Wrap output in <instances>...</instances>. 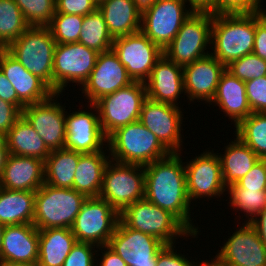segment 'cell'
I'll list each match as a JSON object with an SVG mask.
<instances>
[{
	"label": "cell",
	"mask_w": 266,
	"mask_h": 266,
	"mask_svg": "<svg viewBox=\"0 0 266 266\" xmlns=\"http://www.w3.org/2000/svg\"><path fill=\"white\" fill-rule=\"evenodd\" d=\"M180 154L171 152L144 166V198L173 214L191 233H199L190 216L191 202L187 195L185 165Z\"/></svg>",
	"instance_id": "1"
},
{
	"label": "cell",
	"mask_w": 266,
	"mask_h": 266,
	"mask_svg": "<svg viewBox=\"0 0 266 266\" xmlns=\"http://www.w3.org/2000/svg\"><path fill=\"white\" fill-rule=\"evenodd\" d=\"M255 30V13L213 15L210 54L225 66L251 54Z\"/></svg>",
	"instance_id": "2"
},
{
	"label": "cell",
	"mask_w": 266,
	"mask_h": 266,
	"mask_svg": "<svg viewBox=\"0 0 266 266\" xmlns=\"http://www.w3.org/2000/svg\"><path fill=\"white\" fill-rule=\"evenodd\" d=\"M106 146L112 160L142 166L171 153L139 120L112 132Z\"/></svg>",
	"instance_id": "3"
},
{
	"label": "cell",
	"mask_w": 266,
	"mask_h": 266,
	"mask_svg": "<svg viewBox=\"0 0 266 266\" xmlns=\"http://www.w3.org/2000/svg\"><path fill=\"white\" fill-rule=\"evenodd\" d=\"M87 196L72 188L44 183L35 192L33 225L38 229L71 228Z\"/></svg>",
	"instance_id": "4"
},
{
	"label": "cell",
	"mask_w": 266,
	"mask_h": 266,
	"mask_svg": "<svg viewBox=\"0 0 266 266\" xmlns=\"http://www.w3.org/2000/svg\"><path fill=\"white\" fill-rule=\"evenodd\" d=\"M56 42L48 27L29 26L5 49L26 70L42 79L53 90V59Z\"/></svg>",
	"instance_id": "5"
},
{
	"label": "cell",
	"mask_w": 266,
	"mask_h": 266,
	"mask_svg": "<svg viewBox=\"0 0 266 266\" xmlns=\"http://www.w3.org/2000/svg\"><path fill=\"white\" fill-rule=\"evenodd\" d=\"M120 220L127 227L152 235L165 245L174 244L177 237L198 236V233H191L173 214L145 198L127 206L120 213Z\"/></svg>",
	"instance_id": "6"
},
{
	"label": "cell",
	"mask_w": 266,
	"mask_h": 266,
	"mask_svg": "<svg viewBox=\"0 0 266 266\" xmlns=\"http://www.w3.org/2000/svg\"><path fill=\"white\" fill-rule=\"evenodd\" d=\"M212 21L213 14L209 11L191 13L163 51L164 55L182 67L209 55L206 49L211 44Z\"/></svg>",
	"instance_id": "7"
},
{
	"label": "cell",
	"mask_w": 266,
	"mask_h": 266,
	"mask_svg": "<svg viewBox=\"0 0 266 266\" xmlns=\"http://www.w3.org/2000/svg\"><path fill=\"white\" fill-rule=\"evenodd\" d=\"M144 196V166L110 159L104 170L99 197L121 213L127 206L144 199Z\"/></svg>",
	"instance_id": "8"
},
{
	"label": "cell",
	"mask_w": 266,
	"mask_h": 266,
	"mask_svg": "<svg viewBox=\"0 0 266 266\" xmlns=\"http://www.w3.org/2000/svg\"><path fill=\"white\" fill-rule=\"evenodd\" d=\"M146 98L145 82L140 81L100 98L95 106L104 135L108 137L116 129L138 121Z\"/></svg>",
	"instance_id": "9"
},
{
	"label": "cell",
	"mask_w": 266,
	"mask_h": 266,
	"mask_svg": "<svg viewBox=\"0 0 266 266\" xmlns=\"http://www.w3.org/2000/svg\"><path fill=\"white\" fill-rule=\"evenodd\" d=\"M120 213L101 197H87L71 227L77 242L108 245Z\"/></svg>",
	"instance_id": "10"
},
{
	"label": "cell",
	"mask_w": 266,
	"mask_h": 266,
	"mask_svg": "<svg viewBox=\"0 0 266 266\" xmlns=\"http://www.w3.org/2000/svg\"><path fill=\"white\" fill-rule=\"evenodd\" d=\"M186 3L185 0H157L142 10L140 31L164 51L195 11L187 10Z\"/></svg>",
	"instance_id": "11"
},
{
	"label": "cell",
	"mask_w": 266,
	"mask_h": 266,
	"mask_svg": "<svg viewBox=\"0 0 266 266\" xmlns=\"http://www.w3.org/2000/svg\"><path fill=\"white\" fill-rule=\"evenodd\" d=\"M99 53L80 43L56 44L53 59V91L61 94L69 82L82 85L96 65Z\"/></svg>",
	"instance_id": "12"
},
{
	"label": "cell",
	"mask_w": 266,
	"mask_h": 266,
	"mask_svg": "<svg viewBox=\"0 0 266 266\" xmlns=\"http://www.w3.org/2000/svg\"><path fill=\"white\" fill-rule=\"evenodd\" d=\"M112 49L133 81L145 82L163 50L141 31L114 39Z\"/></svg>",
	"instance_id": "13"
},
{
	"label": "cell",
	"mask_w": 266,
	"mask_h": 266,
	"mask_svg": "<svg viewBox=\"0 0 266 266\" xmlns=\"http://www.w3.org/2000/svg\"><path fill=\"white\" fill-rule=\"evenodd\" d=\"M58 97L60 94L54 93L45 101L26 105L22 111V116L51 151L65 148L66 142V106L57 101Z\"/></svg>",
	"instance_id": "14"
},
{
	"label": "cell",
	"mask_w": 266,
	"mask_h": 266,
	"mask_svg": "<svg viewBox=\"0 0 266 266\" xmlns=\"http://www.w3.org/2000/svg\"><path fill=\"white\" fill-rule=\"evenodd\" d=\"M182 116L184 115L179 106L146 98L142 104L139 121L148 128L170 152L182 153Z\"/></svg>",
	"instance_id": "15"
},
{
	"label": "cell",
	"mask_w": 266,
	"mask_h": 266,
	"mask_svg": "<svg viewBox=\"0 0 266 266\" xmlns=\"http://www.w3.org/2000/svg\"><path fill=\"white\" fill-rule=\"evenodd\" d=\"M164 245L152 235L127 227L121 220L108 243L127 266H156L157 254Z\"/></svg>",
	"instance_id": "16"
},
{
	"label": "cell",
	"mask_w": 266,
	"mask_h": 266,
	"mask_svg": "<svg viewBox=\"0 0 266 266\" xmlns=\"http://www.w3.org/2000/svg\"><path fill=\"white\" fill-rule=\"evenodd\" d=\"M205 152L184 163L190 202L203 197L218 198L227 191L223 183L220 153Z\"/></svg>",
	"instance_id": "17"
},
{
	"label": "cell",
	"mask_w": 266,
	"mask_h": 266,
	"mask_svg": "<svg viewBox=\"0 0 266 266\" xmlns=\"http://www.w3.org/2000/svg\"><path fill=\"white\" fill-rule=\"evenodd\" d=\"M133 82L116 53L110 49L99 53L96 65L81 89L87 102L95 104L100 98Z\"/></svg>",
	"instance_id": "18"
},
{
	"label": "cell",
	"mask_w": 266,
	"mask_h": 266,
	"mask_svg": "<svg viewBox=\"0 0 266 266\" xmlns=\"http://www.w3.org/2000/svg\"><path fill=\"white\" fill-rule=\"evenodd\" d=\"M90 110H78L68 114L66 111V142L65 148L80 153H95L103 151L107 143L101 126L98 108L89 103ZM92 109L94 111H92ZM97 113H94V112ZM68 114V115H67ZM104 146V147H103Z\"/></svg>",
	"instance_id": "19"
},
{
	"label": "cell",
	"mask_w": 266,
	"mask_h": 266,
	"mask_svg": "<svg viewBox=\"0 0 266 266\" xmlns=\"http://www.w3.org/2000/svg\"><path fill=\"white\" fill-rule=\"evenodd\" d=\"M243 224L215 257L225 266H266V246L249 222Z\"/></svg>",
	"instance_id": "20"
},
{
	"label": "cell",
	"mask_w": 266,
	"mask_h": 266,
	"mask_svg": "<svg viewBox=\"0 0 266 266\" xmlns=\"http://www.w3.org/2000/svg\"><path fill=\"white\" fill-rule=\"evenodd\" d=\"M225 70L226 66L211 54L184 66V94H187L190 102L201 100L212 105L211 101Z\"/></svg>",
	"instance_id": "21"
},
{
	"label": "cell",
	"mask_w": 266,
	"mask_h": 266,
	"mask_svg": "<svg viewBox=\"0 0 266 266\" xmlns=\"http://www.w3.org/2000/svg\"><path fill=\"white\" fill-rule=\"evenodd\" d=\"M39 230L33 224L5 226L0 261L37 266Z\"/></svg>",
	"instance_id": "22"
},
{
	"label": "cell",
	"mask_w": 266,
	"mask_h": 266,
	"mask_svg": "<svg viewBox=\"0 0 266 266\" xmlns=\"http://www.w3.org/2000/svg\"><path fill=\"white\" fill-rule=\"evenodd\" d=\"M0 69L25 105L45 101L55 93L42 79L26 70L5 48L0 51Z\"/></svg>",
	"instance_id": "23"
},
{
	"label": "cell",
	"mask_w": 266,
	"mask_h": 266,
	"mask_svg": "<svg viewBox=\"0 0 266 266\" xmlns=\"http://www.w3.org/2000/svg\"><path fill=\"white\" fill-rule=\"evenodd\" d=\"M145 86L147 98L177 106L180 94L185 92L183 67L163 55L156 62Z\"/></svg>",
	"instance_id": "24"
},
{
	"label": "cell",
	"mask_w": 266,
	"mask_h": 266,
	"mask_svg": "<svg viewBox=\"0 0 266 266\" xmlns=\"http://www.w3.org/2000/svg\"><path fill=\"white\" fill-rule=\"evenodd\" d=\"M45 183L44 161L8 154L0 176V187L36 192Z\"/></svg>",
	"instance_id": "25"
},
{
	"label": "cell",
	"mask_w": 266,
	"mask_h": 266,
	"mask_svg": "<svg viewBox=\"0 0 266 266\" xmlns=\"http://www.w3.org/2000/svg\"><path fill=\"white\" fill-rule=\"evenodd\" d=\"M221 108L236 127L252 112L246 95L245 82L225 70L217 85L216 93L211 101Z\"/></svg>",
	"instance_id": "26"
},
{
	"label": "cell",
	"mask_w": 266,
	"mask_h": 266,
	"mask_svg": "<svg viewBox=\"0 0 266 266\" xmlns=\"http://www.w3.org/2000/svg\"><path fill=\"white\" fill-rule=\"evenodd\" d=\"M98 9L113 39L140 31L142 11L132 0H105Z\"/></svg>",
	"instance_id": "27"
},
{
	"label": "cell",
	"mask_w": 266,
	"mask_h": 266,
	"mask_svg": "<svg viewBox=\"0 0 266 266\" xmlns=\"http://www.w3.org/2000/svg\"><path fill=\"white\" fill-rule=\"evenodd\" d=\"M108 149L95 153H84L79 162L73 180V189L87 197H99L101 192L104 170L110 159L105 155Z\"/></svg>",
	"instance_id": "28"
},
{
	"label": "cell",
	"mask_w": 266,
	"mask_h": 266,
	"mask_svg": "<svg viewBox=\"0 0 266 266\" xmlns=\"http://www.w3.org/2000/svg\"><path fill=\"white\" fill-rule=\"evenodd\" d=\"M76 242L71 228L56 227L39 230L37 266H63Z\"/></svg>",
	"instance_id": "29"
},
{
	"label": "cell",
	"mask_w": 266,
	"mask_h": 266,
	"mask_svg": "<svg viewBox=\"0 0 266 266\" xmlns=\"http://www.w3.org/2000/svg\"><path fill=\"white\" fill-rule=\"evenodd\" d=\"M6 141L8 153L11 155L33 157L45 161L51 152L23 116L6 133Z\"/></svg>",
	"instance_id": "30"
},
{
	"label": "cell",
	"mask_w": 266,
	"mask_h": 266,
	"mask_svg": "<svg viewBox=\"0 0 266 266\" xmlns=\"http://www.w3.org/2000/svg\"><path fill=\"white\" fill-rule=\"evenodd\" d=\"M220 154L223 183L226 188L243 178L260 158L237 136ZM222 155V156H221Z\"/></svg>",
	"instance_id": "31"
},
{
	"label": "cell",
	"mask_w": 266,
	"mask_h": 266,
	"mask_svg": "<svg viewBox=\"0 0 266 266\" xmlns=\"http://www.w3.org/2000/svg\"><path fill=\"white\" fill-rule=\"evenodd\" d=\"M35 192L0 187V223L4 226L33 224Z\"/></svg>",
	"instance_id": "32"
},
{
	"label": "cell",
	"mask_w": 266,
	"mask_h": 266,
	"mask_svg": "<svg viewBox=\"0 0 266 266\" xmlns=\"http://www.w3.org/2000/svg\"><path fill=\"white\" fill-rule=\"evenodd\" d=\"M83 153L67 148L52 150L44 161L45 183L58 188H72L79 157Z\"/></svg>",
	"instance_id": "33"
},
{
	"label": "cell",
	"mask_w": 266,
	"mask_h": 266,
	"mask_svg": "<svg viewBox=\"0 0 266 266\" xmlns=\"http://www.w3.org/2000/svg\"><path fill=\"white\" fill-rule=\"evenodd\" d=\"M113 42L104 16L98 8L84 16L78 43L101 53L112 49Z\"/></svg>",
	"instance_id": "34"
},
{
	"label": "cell",
	"mask_w": 266,
	"mask_h": 266,
	"mask_svg": "<svg viewBox=\"0 0 266 266\" xmlns=\"http://www.w3.org/2000/svg\"><path fill=\"white\" fill-rule=\"evenodd\" d=\"M235 128V135L260 159H266V113H251Z\"/></svg>",
	"instance_id": "35"
},
{
	"label": "cell",
	"mask_w": 266,
	"mask_h": 266,
	"mask_svg": "<svg viewBox=\"0 0 266 266\" xmlns=\"http://www.w3.org/2000/svg\"><path fill=\"white\" fill-rule=\"evenodd\" d=\"M29 27L14 0H0V46L6 48Z\"/></svg>",
	"instance_id": "36"
},
{
	"label": "cell",
	"mask_w": 266,
	"mask_h": 266,
	"mask_svg": "<svg viewBox=\"0 0 266 266\" xmlns=\"http://www.w3.org/2000/svg\"><path fill=\"white\" fill-rule=\"evenodd\" d=\"M230 194L228 203L232 208L244 212L248 219L244 222H251L257 215L266 208V191L258 189H242L236 184L226 188ZM246 212V213H245ZM250 216V218H249Z\"/></svg>",
	"instance_id": "37"
},
{
	"label": "cell",
	"mask_w": 266,
	"mask_h": 266,
	"mask_svg": "<svg viewBox=\"0 0 266 266\" xmlns=\"http://www.w3.org/2000/svg\"><path fill=\"white\" fill-rule=\"evenodd\" d=\"M84 16L55 13L47 26L56 44L77 43Z\"/></svg>",
	"instance_id": "38"
},
{
	"label": "cell",
	"mask_w": 266,
	"mask_h": 266,
	"mask_svg": "<svg viewBox=\"0 0 266 266\" xmlns=\"http://www.w3.org/2000/svg\"><path fill=\"white\" fill-rule=\"evenodd\" d=\"M29 26L47 27L56 12V0H14Z\"/></svg>",
	"instance_id": "39"
},
{
	"label": "cell",
	"mask_w": 266,
	"mask_h": 266,
	"mask_svg": "<svg viewBox=\"0 0 266 266\" xmlns=\"http://www.w3.org/2000/svg\"><path fill=\"white\" fill-rule=\"evenodd\" d=\"M226 70L243 82L266 76V60L251 53L226 66Z\"/></svg>",
	"instance_id": "40"
},
{
	"label": "cell",
	"mask_w": 266,
	"mask_h": 266,
	"mask_svg": "<svg viewBox=\"0 0 266 266\" xmlns=\"http://www.w3.org/2000/svg\"><path fill=\"white\" fill-rule=\"evenodd\" d=\"M262 0H214L213 6L208 10L213 15L256 13Z\"/></svg>",
	"instance_id": "41"
},
{
	"label": "cell",
	"mask_w": 266,
	"mask_h": 266,
	"mask_svg": "<svg viewBox=\"0 0 266 266\" xmlns=\"http://www.w3.org/2000/svg\"><path fill=\"white\" fill-rule=\"evenodd\" d=\"M249 106L253 113H266V76L245 82Z\"/></svg>",
	"instance_id": "42"
},
{
	"label": "cell",
	"mask_w": 266,
	"mask_h": 266,
	"mask_svg": "<svg viewBox=\"0 0 266 266\" xmlns=\"http://www.w3.org/2000/svg\"><path fill=\"white\" fill-rule=\"evenodd\" d=\"M95 248L97 249L98 246L92 243L76 242L66 257L63 266H96L95 263L98 260L94 255H98Z\"/></svg>",
	"instance_id": "43"
},
{
	"label": "cell",
	"mask_w": 266,
	"mask_h": 266,
	"mask_svg": "<svg viewBox=\"0 0 266 266\" xmlns=\"http://www.w3.org/2000/svg\"><path fill=\"white\" fill-rule=\"evenodd\" d=\"M235 184L242 189L266 191V159H260L255 166Z\"/></svg>",
	"instance_id": "44"
},
{
	"label": "cell",
	"mask_w": 266,
	"mask_h": 266,
	"mask_svg": "<svg viewBox=\"0 0 266 266\" xmlns=\"http://www.w3.org/2000/svg\"><path fill=\"white\" fill-rule=\"evenodd\" d=\"M98 6L93 0H56V12L80 16L94 12Z\"/></svg>",
	"instance_id": "45"
},
{
	"label": "cell",
	"mask_w": 266,
	"mask_h": 266,
	"mask_svg": "<svg viewBox=\"0 0 266 266\" xmlns=\"http://www.w3.org/2000/svg\"><path fill=\"white\" fill-rule=\"evenodd\" d=\"M174 245L168 244L163 246L157 254L156 266H194L195 262H190L184 254L177 253Z\"/></svg>",
	"instance_id": "46"
},
{
	"label": "cell",
	"mask_w": 266,
	"mask_h": 266,
	"mask_svg": "<svg viewBox=\"0 0 266 266\" xmlns=\"http://www.w3.org/2000/svg\"><path fill=\"white\" fill-rule=\"evenodd\" d=\"M22 116V111L0 98V131L7 133Z\"/></svg>",
	"instance_id": "47"
},
{
	"label": "cell",
	"mask_w": 266,
	"mask_h": 266,
	"mask_svg": "<svg viewBox=\"0 0 266 266\" xmlns=\"http://www.w3.org/2000/svg\"><path fill=\"white\" fill-rule=\"evenodd\" d=\"M0 98L14 106L18 107L21 111L26 106L17 96L16 90L13 85L5 77L4 73L0 69Z\"/></svg>",
	"instance_id": "48"
},
{
	"label": "cell",
	"mask_w": 266,
	"mask_h": 266,
	"mask_svg": "<svg viewBox=\"0 0 266 266\" xmlns=\"http://www.w3.org/2000/svg\"><path fill=\"white\" fill-rule=\"evenodd\" d=\"M253 54L266 60V27L259 21L256 15V30Z\"/></svg>",
	"instance_id": "49"
},
{
	"label": "cell",
	"mask_w": 266,
	"mask_h": 266,
	"mask_svg": "<svg viewBox=\"0 0 266 266\" xmlns=\"http://www.w3.org/2000/svg\"><path fill=\"white\" fill-rule=\"evenodd\" d=\"M99 250L103 254L100 256V263L96 264V266H127L126 262L115 252L113 251L108 245L98 246ZM103 249L104 252H103Z\"/></svg>",
	"instance_id": "50"
},
{
	"label": "cell",
	"mask_w": 266,
	"mask_h": 266,
	"mask_svg": "<svg viewBox=\"0 0 266 266\" xmlns=\"http://www.w3.org/2000/svg\"><path fill=\"white\" fill-rule=\"evenodd\" d=\"M257 216L249 223L256 229L260 240L266 246V208Z\"/></svg>",
	"instance_id": "51"
},
{
	"label": "cell",
	"mask_w": 266,
	"mask_h": 266,
	"mask_svg": "<svg viewBox=\"0 0 266 266\" xmlns=\"http://www.w3.org/2000/svg\"><path fill=\"white\" fill-rule=\"evenodd\" d=\"M190 8L195 11H208L214 4V0H185Z\"/></svg>",
	"instance_id": "52"
},
{
	"label": "cell",
	"mask_w": 266,
	"mask_h": 266,
	"mask_svg": "<svg viewBox=\"0 0 266 266\" xmlns=\"http://www.w3.org/2000/svg\"><path fill=\"white\" fill-rule=\"evenodd\" d=\"M142 11L146 7L154 4L157 0H132Z\"/></svg>",
	"instance_id": "53"
},
{
	"label": "cell",
	"mask_w": 266,
	"mask_h": 266,
	"mask_svg": "<svg viewBox=\"0 0 266 266\" xmlns=\"http://www.w3.org/2000/svg\"><path fill=\"white\" fill-rule=\"evenodd\" d=\"M213 261L209 262L208 260H204L202 262L198 263H194V266H225L223 263H221L216 257L215 259H212Z\"/></svg>",
	"instance_id": "54"
},
{
	"label": "cell",
	"mask_w": 266,
	"mask_h": 266,
	"mask_svg": "<svg viewBox=\"0 0 266 266\" xmlns=\"http://www.w3.org/2000/svg\"><path fill=\"white\" fill-rule=\"evenodd\" d=\"M261 6H262V5H260V6L257 8L255 14L257 15L259 21H260V22L266 27V11H265V9L262 10V9H261Z\"/></svg>",
	"instance_id": "55"
},
{
	"label": "cell",
	"mask_w": 266,
	"mask_h": 266,
	"mask_svg": "<svg viewBox=\"0 0 266 266\" xmlns=\"http://www.w3.org/2000/svg\"><path fill=\"white\" fill-rule=\"evenodd\" d=\"M0 152H8L7 150V141L6 133L0 131Z\"/></svg>",
	"instance_id": "56"
},
{
	"label": "cell",
	"mask_w": 266,
	"mask_h": 266,
	"mask_svg": "<svg viewBox=\"0 0 266 266\" xmlns=\"http://www.w3.org/2000/svg\"><path fill=\"white\" fill-rule=\"evenodd\" d=\"M8 154H9L8 152H0V176L5 166V161H6Z\"/></svg>",
	"instance_id": "57"
},
{
	"label": "cell",
	"mask_w": 266,
	"mask_h": 266,
	"mask_svg": "<svg viewBox=\"0 0 266 266\" xmlns=\"http://www.w3.org/2000/svg\"><path fill=\"white\" fill-rule=\"evenodd\" d=\"M0 266H32V265L16 264V263H8V262L0 261Z\"/></svg>",
	"instance_id": "58"
},
{
	"label": "cell",
	"mask_w": 266,
	"mask_h": 266,
	"mask_svg": "<svg viewBox=\"0 0 266 266\" xmlns=\"http://www.w3.org/2000/svg\"><path fill=\"white\" fill-rule=\"evenodd\" d=\"M4 229H5V226L0 223V254H1V248H2V238H3Z\"/></svg>",
	"instance_id": "59"
},
{
	"label": "cell",
	"mask_w": 266,
	"mask_h": 266,
	"mask_svg": "<svg viewBox=\"0 0 266 266\" xmlns=\"http://www.w3.org/2000/svg\"><path fill=\"white\" fill-rule=\"evenodd\" d=\"M95 2V4L98 6L100 3H102L105 0H93Z\"/></svg>",
	"instance_id": "60"
}]
</instances>
